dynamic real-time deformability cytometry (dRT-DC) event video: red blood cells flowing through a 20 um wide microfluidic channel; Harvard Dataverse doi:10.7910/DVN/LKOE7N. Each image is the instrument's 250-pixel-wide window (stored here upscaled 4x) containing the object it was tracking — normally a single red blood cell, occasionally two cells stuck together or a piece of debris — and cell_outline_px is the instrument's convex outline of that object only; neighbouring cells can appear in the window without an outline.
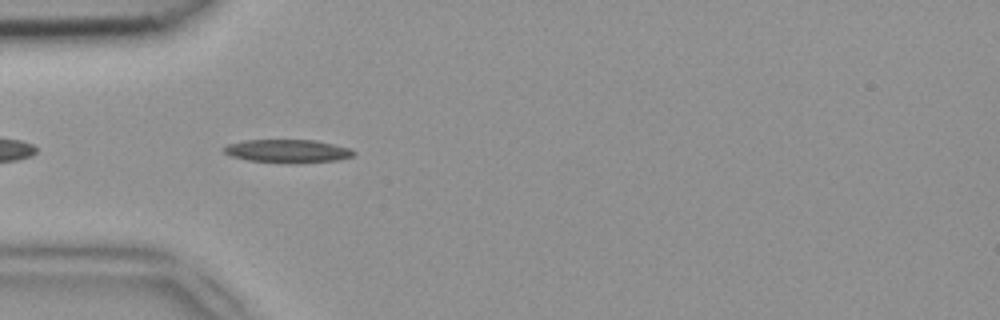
{"species": "common noctule bat (a hibernating species)", "species_latin": "Nyctalus noctula", "temperature_condition": "room temperature", "stored_images_in_passage": 37, "camera_frame_rate_fps": 3000, "um_per_image_px": 0.085, "animal": {"sex": "female", "body_mass_g": 18.4}, "frame": {"image": 1, "passage_image": 3, "time_ms": 0.667, "image_size_px": [1000, 320], "cell_outline_px": [[356, 152], [352, 156], [340, 160], [300, 164], [296, 164], [248, 160], [232, 156], [224, 152], [220, 148], [228, 144], [244, 140], [316, 140], [348, 148]], "centroid_in_image_um": [24.44, 12.85], "position_along_channel_um": 60.6, "area_um2": 17.74}}
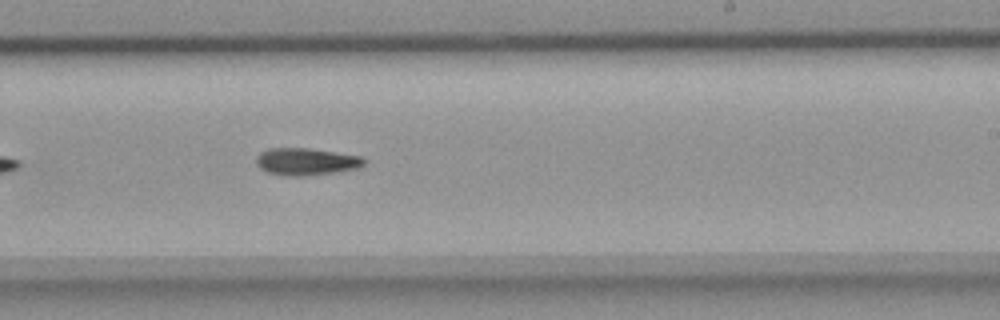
{"frame": {"image": 2, "passage_image": 18, "time_ms": 5.667, "image_size_px": [1000, 320], "cell_outline_px": [[368, 160], [360, 168], [336, 172], [304, 176], [284, 176], [268, 172], [260, 168], [256, 164], [256, 156], [260, 152], [268, 148], [308, 148], [364, 156]], "centroid_in_image_um": [26.06, 13.73], "position_along_channel_um": 262.9, "area_um2": 17.4}}
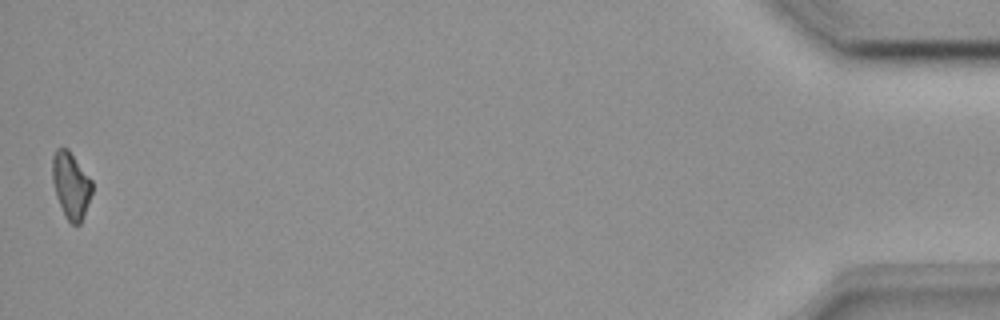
{"frame": {"image": 3, "passage_image": 37, "time_ms": 12.0, "image_size_px": [1000, 320], "cell_outline_px": [[92, 192], [84, 216], [80, 224], [72, 224], [64, 216], [56, 196], [52, 180], [52, 156], [56, 148], [68, 148], [92, 180]], "centroid_in_image_um": [6.02, 15.74], "position_along_channel_um": 429.2, "area_um2": 15.49}}